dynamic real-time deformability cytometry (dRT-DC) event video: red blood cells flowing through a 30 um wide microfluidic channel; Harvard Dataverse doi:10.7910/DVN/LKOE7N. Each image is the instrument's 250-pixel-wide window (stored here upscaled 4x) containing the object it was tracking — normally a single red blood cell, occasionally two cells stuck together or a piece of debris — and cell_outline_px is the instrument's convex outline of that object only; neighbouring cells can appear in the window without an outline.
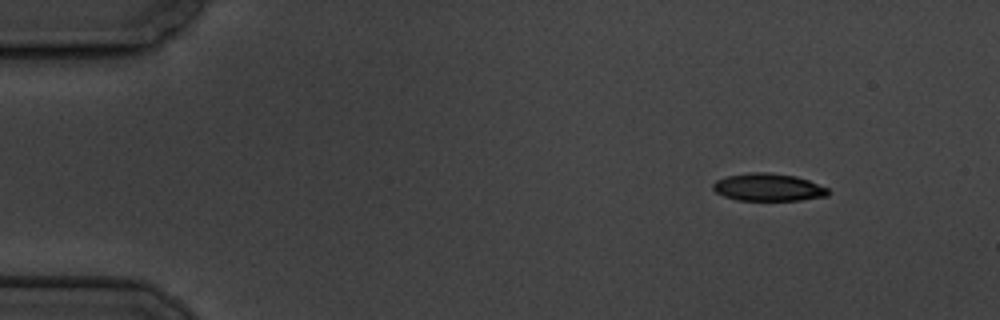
{"species": "common noctule bat (a hibernating species)", "species_latin": "Nyctalus noctula", "temperature_condition": "cold", "stored_images_in_passage": 6, "camera_frame_rate_fps": 3000, "um_per_image_px": 0.085, "animal": {"sex": "male", "body_mass_g": 19.5, "forearm_length_mm": 54.6}, "frame": {"image": 1, "passage_image": 6, "time_ms": 5.667, "image_size_px": [1000, 320], "cell_outline_px": [[832, 192], [828, 196], [800, 200], [736, 200], [724, 196], [716, 192], [712, 188], [712, 184], [716, 180], [728, 176], [748, 172], [768, 172], [796, 176], [808, 180], [828, 188]], "centroid_in_image_um": [65.32, 15.92], "position_along_channel_um": 19.7, "area_um2": 18.61}}